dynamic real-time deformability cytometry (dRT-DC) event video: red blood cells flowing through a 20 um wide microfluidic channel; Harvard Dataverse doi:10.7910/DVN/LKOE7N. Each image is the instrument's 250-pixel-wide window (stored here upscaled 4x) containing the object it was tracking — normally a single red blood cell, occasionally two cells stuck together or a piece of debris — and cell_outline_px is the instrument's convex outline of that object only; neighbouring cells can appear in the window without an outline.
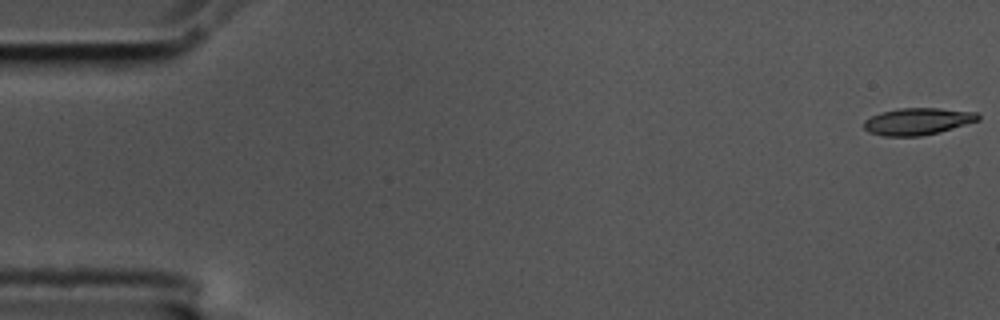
{"species": "common noctule bat (a hibernating species)", "species_latin": "Nyctalus noctula", "temperature_condition": "cold", "stored_images_in_passage": 57, "camera_frame_rate_fps": 3000, "um_per_image_px": 0.085, "animal": {"sex": "male", "body_mass_g": 17.5, "forearm_length_mm": 52.3}, "frame": {"image": 1, "passage_image": 1, "time_ms": 0.0, "image_size_px": [1000, 320], "cell_outline_px": [[980, 120], [940, 132], [920, 136], [884, 136], [868, 132], [864, 128], [864, 120], [880, 112], [900, 108], [940, 108], [976, 112], [980, 116]], "centroid_in_image_um": [78.0, 10.31], "position_along_channel_um": 7.0, "area_um2": 17.98}}
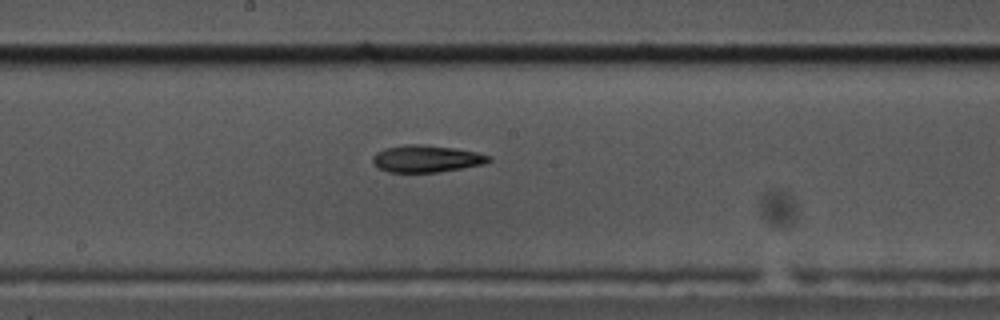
{"frame": {"image": 2, "passage_image": 30, "time_ms": 9.667, "image_size_px": [1000, 320], "cell_outline_px": [[492, 160], [484, 164], [440, 172], [388, 172], [372, 164], [372, 156], [376, 152], [384, 148], [404, 144], [424, 144], [452, 148], [476, 152], [492, 156]], "centroid_in_image_um": [36.22, 13.49], "position_along_channel_um": 212.0, "area_um2": 18.44}}
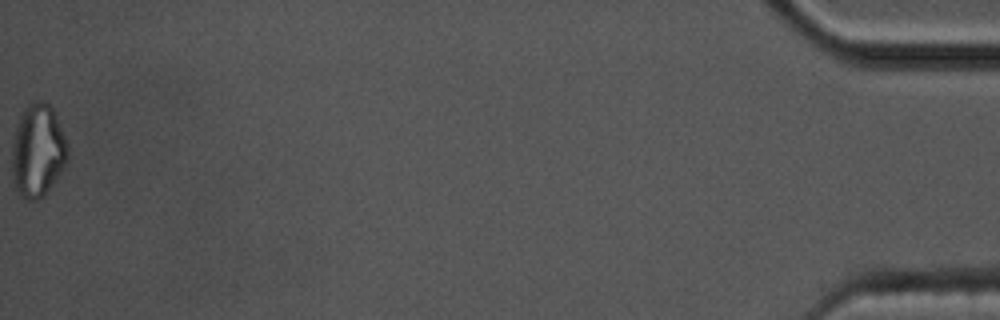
{"frame": {"image": 3, "passage_image": 57, "time_ms": 18.667, "image_size_px": [1000, 320], "cell_outline_px": [[68, 160], [44, 196], [36, 200], [24, 200], [16, 192], [12, 176], [12, 144], [16, 128], [20, 116], [24, 108], [28, 104], [36, 100], [44, 100], [56, 112], [68, 144]], "centroid_in_image_um": [3.21, 12.8], "position_along_channel_um": 432.0, "area_um2": 30.58}}